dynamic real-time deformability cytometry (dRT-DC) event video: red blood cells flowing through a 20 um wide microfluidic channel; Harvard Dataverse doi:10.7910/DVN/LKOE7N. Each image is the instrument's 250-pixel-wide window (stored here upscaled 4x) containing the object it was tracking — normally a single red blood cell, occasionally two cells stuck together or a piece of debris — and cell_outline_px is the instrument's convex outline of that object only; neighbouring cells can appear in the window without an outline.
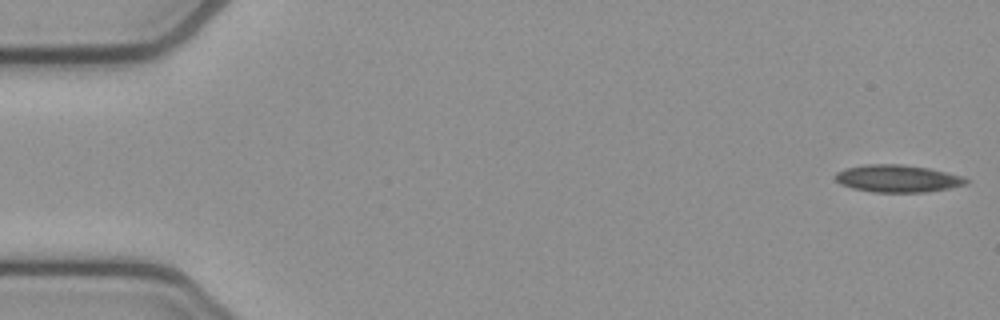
{"species": "common noctule bat (a hibernating species)", "species_latin": "Nyctalus noctula", "temperature_condition": "cold", "stored_images_in_passage": 14, "camera_frame_rate_fps": 3000, "um_per_image_px": 0.085, "animal": {"sex": "female", "body_mass_g": 21.9}, "frame": {"image": 1, "passage_image": 1, "time_ms": 0.0, "image_size_px": [1000, 320], "cell_outline_px": [[972, 180], [968, 184], [948, 188], [924, 192], [872, 192], [852, 188], [840, 184], [832, 176], [836, 172], [844, 168], [864, 164], [904, 164], [928, 168], [964, 176]], "centroid_in_image_um": [76.29, 15.17], "position_along_channel_um": 8.7, "area_um2": 21.15}}
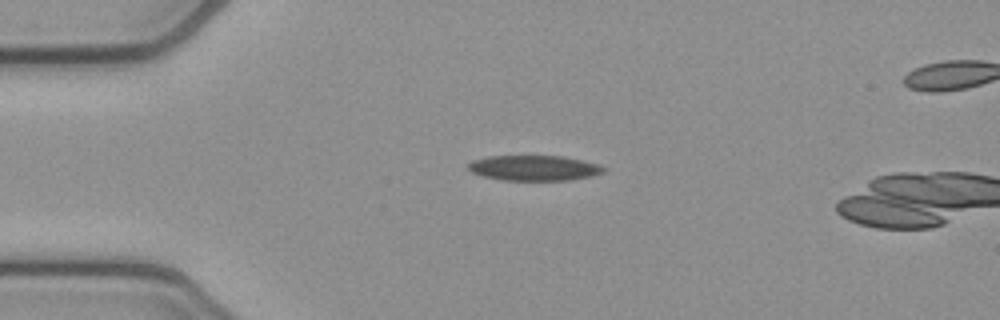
{"frame": {"image": 2, "passage_image": 12, "time_ms": 3.667, "image_size_px": [1000, 320], "cell_outline_px": [[608, 168], [604, 172], [592, 176], [568, 180], [500, 180], [480, 176], [464, 168], [464, 164], [472, 160], [488, 156], [564, 156], [584, 160]], "centroid_in_image_um": [45.33, 14.27], "position_along_channel_um": 39.7, "area_um2": 20.35}}